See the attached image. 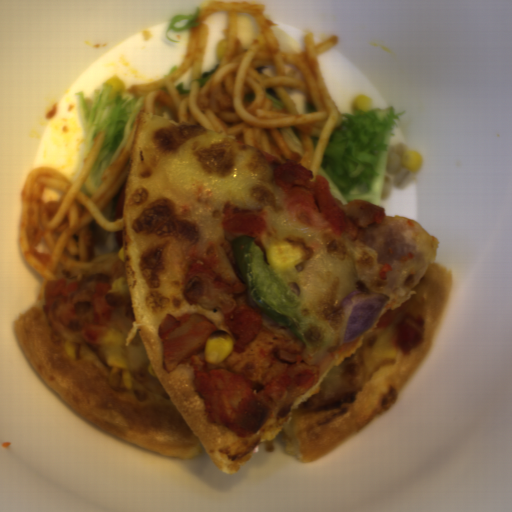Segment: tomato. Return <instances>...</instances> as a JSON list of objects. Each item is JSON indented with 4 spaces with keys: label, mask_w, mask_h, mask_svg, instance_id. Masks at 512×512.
<instances>
[{
    "label": "tomato",
    "mask_w": 512,
    "mask_h": 512,
    "mask_svg": "<svg viewBox=\"0 0 512 512\" xmlns=\"http://www.w3.org/2000/svg\"><path fill=\"white\" fill-rule=\"evenodd\" d=\"M221 222L226 232L245 234L252 236L253 239L267 228L262 217L253 212L238 209L228 202L223 204Z\"/></svg>",
    "instance_id": "512abeb7"
},
{
    "label": "tomato",
    "mask_w": 512,
    "mask_h": 512,
    "mask_svg": "<svg viewBox=\"0 0 512 512\" xmlns=\"http://www.w3.org/2000/svg\"><path fill=\"white\" fill-rule=\"evenodd\" d=\"M392 270H393V268L390 265V263L386 262V263H384V265L382 266V268L378 272V275H379L380 278H382L384 280L386 278V272L387 271H392Z\"/></svg>",
    "instance_id": "da07e99c"
}]
</instances>
